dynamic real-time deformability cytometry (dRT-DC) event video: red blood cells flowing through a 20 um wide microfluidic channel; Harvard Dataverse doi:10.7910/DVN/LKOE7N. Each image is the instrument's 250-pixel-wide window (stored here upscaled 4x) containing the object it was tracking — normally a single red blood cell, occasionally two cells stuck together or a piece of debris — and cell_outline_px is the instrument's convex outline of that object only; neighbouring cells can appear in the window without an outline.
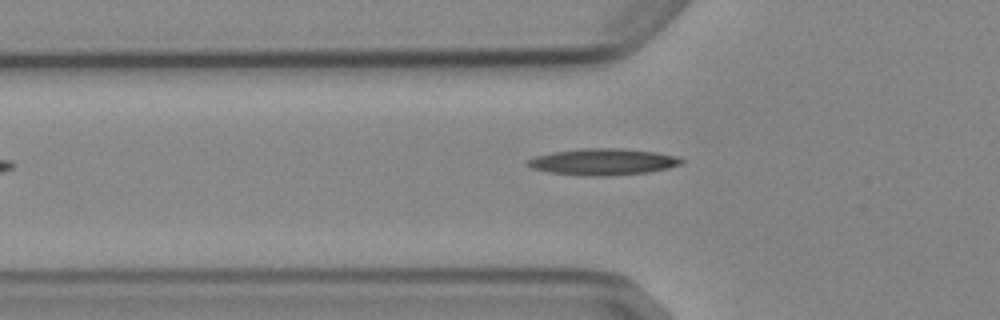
{"species": "Egyptian fruit bat (a non-hibernating species)", "species_latin": "Rousettus aegyptiacus", "temperature_condition": "cold", "stored_images_in_passage": 3, "camera_frame_rate_fps": 3000, "um_per_image_px": 0.085, "animal": {"sex": "female"}, "frame": {"image": 1, "passage_image": 3, "time_ms": 2.333, "image_size_px": [1000, 320], "cell_outline_px": [[684, 164], [668, 168], [648, 172], [604, 176], [584, 176], [548, 172], [532, 168], [524, 164], [528, 160], [536, 156], [552, 152], [580, 148], [620, 148], [656, 152], [680, 156], [684, 160]], "centroid_in_image_um": [51.28, 13.75], "position_along_channel_um": 74.5, "area_um2": 23.99}}